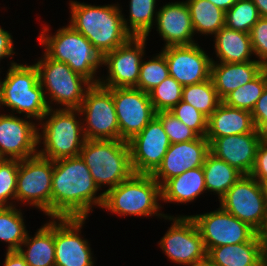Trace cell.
Here are the masks:
<instances>
[{"label":"cell","mask_w":267,"mask_h":266,"mask_svg":"<svg viewBox=\"0 0 267 266\" xmlns=\"http://www.w3.org/2000/svg\"><path fill=\"white\" fill-rule=\"evenodd\" d=\"M95 184L80 155L53 161L51 218H88L92 207L102 208L104 192Z\"/></svg>","instance_id":"cell-1"},{"label":"cell","mask_w":267,"mask_h":266,"mask_svg":"<svg viewBox=\"0 0 267 266\" xmlns=\"http://www.w3.org/2000/svg\"><path fill=\"white\" fill-rule=\"evenodd\" d=\"M69 6V25L83 34L102 56L132 37L125 29L119 4L96 6L70 0Z\"/></svg>","instance_id":"cell-2"},{"label":"cell","mask_w":267,"mask_h":266,"mask_svg":"<svg viewBox=\"0 0 267 266\" xmlns=\"http://www.w3.org/2000/svg\"><path fill=\"white\" fill-rule=\"evenodd\" d=\"M49 31V26L45 25L38 36L39 43L44 46V53L52 60L66 63L92 84H99L100 77L96 73L100 66L103 67L102 55L91 42L70 25L62 26L54 35L49 34Z\"/></svg>","instance_id":"cell-3"},{"label":"cell","mask_w":267,"mask_h":266,"mask_svg":"<svg viewBox=\"0 0 267 266\" xmlns=\"http://www.w3.org/2000/svg\"><path fill=\"white\" fill-rule=\"evenodd\" d=\"M77 115L81 117L78 109L53 107L48 110L38 123L41 125L38 127V145L44 147L38 150L40 156L55 161L80 154L86 137L82 117Z\"/></svg>","instance_id":"cell-4"},{"label":"cell","mask_w":267,"mask_h":266,"mask_svg":"<svg viewBox=\"0 0 267 266\" xmlns=\"http://www.w3.org/2000/svg\"><path fill=\"white\" fill-rule=\"evenodd\" d=\"M161 186L150 174L133 173L128 179L104 193L102 209L119 216H158L165 218L167 214L160 213L162 207Z\"/></svg>","instance_id":"cell-5"},{"label":"cell","mask_w":267,"mask_h":266,"mask_svg":"<svg viewBox=\"0 0 267 266\" xmlns=\"http://www.w3.org/2000/svg\"><path fill=\"white\" fill-rule=\"evenodd\" d=\"M6 72V77L0 82V107L6 106L39 122L50 108L36 66L12 61Z\"/></svg>","instance_id":"cell-6"},{"label":"cell","mask_w":267,"mask_h":266,"mask_svg":"<svg viewBox=\"0 0 267 266\" xmlns=\"http://www.w3.org/2000/svg\"><path fill=\"white\" fill-rule=\"evenodd\" d=\"M95 184L104 193L128 179L134 172L131 166L130 147L123 140L86 139L80 151Z\"/></svg>","instance_id":"cell-7"},{"label":"cell","mask_w":267,"mask_h":266,"mask_svg":"<svg viewBox=\"0 0 267 266\" xmlns=\"http://www.w3.org/2000/svg\"><path fill=\"white\" fill-rule=\"evenodd\" d=\"M42 57L34 65L49 108L55 103L59 109H78L93 84L66 63L52 60L45 53Z\"/></svg>","instance_id":"cell-8"},{"label":"cell","mask_w":267,"mask_h":266,"mask_svg":"<svg viewBox=\"0 0 267 266\" xmlns=\"http://www.w3.org/2000/svg\"><path fill=\"white\" fill-rule=\"evenodd\" d=\"M52 178V160L39 154L19 160L15 200L34 206L51 218Z\"/></svg>","instance_id":"cell-9"},{"label":"cell","mask_w":267,"mask_h":266,"mask_svg":"<svg viewBox=\"0 0 267 266\" xmlns=\"http://www.w3.org/2000/svg\"><path fill=\"white\" fill-rule=\"evenodd\" d=\"M78 110L81 116H84L82 123L86 139H120L112 88H105L100 84H93L87 90Z\"/></svg>","instance_id":"cell-10"},{"label":"cell","mask_w":267,"mask_h":266,"mask_svg":"<svg viewBox=\"0 0 267 266\" xmlns=\"http://www.w3.org/2000/svg\"><path fill=\"white\" fill-rule=\"evenodd\" d=\"M164 219L173 223L158 244L170 262L188 266L207 259L203 240L191 216L167 215Z\"/></svg>","instance_id":"cell-11"},{"label":"cell","mask_w":267,"mask_h":266,"mask_svg":"<svg viewBox=\"0 0 267 266\" xmlns=\"http://www.w3.org/2000/svg\"><path fill=\"white\" fill-rule=\"evenodd\" d=\"M220 207L247 223L256 232L264 224L267 202L260 183L250 175H242L219 199Z\"/></svg>","instance_id":"cell-12"},{"label":"cell","mask_w":267,"mask_h":266,"mask_svg":"<svg viewBox=\"0 0 267 266\" xmlns=\"http://www.w3.org/2000/svg\"><path fill=\"white\" fill-rule=\"evenodd\" d=\"M146 41L147 37L132 36L125 44L104 54L102 65L108 70L107 76L100 77L99 84L105 88H136Z\"/></svg>","instance_id":"cell-13"},{"label":"cell","mask_w":267,"mask_h":266,"mask_svg":"<svg viewBox=\"0 0 267 266\" xmlns=\"http://www.w3.org/2000/svg\"><path fill=\"white\" fill-rule=\"evenodd\" d=\"M190 216L200 232L206 252L223 245L248 242L257 233L220 206L217 210Z\"/></svg>","instance_id":"cell-14"},{"label":"cell","mask_w":267,"mask_h":266,"mask_svg":"<svg viewBox=\"0 0 267 266\" xmlns=\"http://www.w3.org/2000/svg\"><path fill=\"white\" fill-rule=\"evenodd\" d=\"M120 140L128 142L155 117L149 93L136 88H112Z\"/></svg>","instance_id":"cell-15"},{"label":"cell","mask_w":267,"mask_h":266,"mask_svg":"<svg viewBox=\"0 0 267 266\" xmlns=\"http://www.w3.org/2000/svg\"><path fill=\"white\" fill-rule=\"evenodd\" d=\"M88 218H54L55 266H95L90 243L81 229Z\"/></svg>","instance_id":"cell-16"},{"label":"cell","mask_w":267,"mask_h":266,"mask_svg":"<svg viewBox=\"0 0 267 266\" xmlns=\"http://www.w3.org/2000/svg\"><path fill=\"white\" fill-rule=\"evenodd\" d=\"M128 144L133 172L152 175L161 165L171 142L155 116Z\"/></svg>","instance_id":"cell-17"},{"label":"cell","mask_w":267,"mask_h":266,"mask_svg":"<svg viewBox=\"0 0 267 266\" xmlns=\"http://www.w3.org/2000/svg\"><path fill=\"white\" fill-rule=\"evenodd\" d=\"M14 114L0 113V159L23 160L38 154V124Z\"/></svg>","instance_id":"cell-18"},{"label":"cell","mask_w":267,"mask_h":266,"mask_svg":"<svg viewBox=\"0 0 267 266\" xmlns=\"http://www.w3.org/2000/svg\"><path fill=\"white\" fill-rule=\"evenodd\" d=\"M169 76L176 79L183 87L208 80L211 75L212 58L198 45H180L163 47Z\"/></svg>","instance_id":"cell-19"},{"label":"cell","mask_w":267,"mask_h":266,"mask_svg":"<svg viewBox=\"0 0 267 266\" xmlns=\"http://www.w3.org/2000/svg\"><path fill=\"white\" fill-rule=\"evenodd\" d=\"M264 138L255 129L246 134L206 139L209 141L210 153L235 167L243 175H249L255 163L258 146Z\"/></svg>","instance_id":"cell-20"},{"label":"cell","mask_w":267,"mask_h":266,"mask_svg":"<svg viewBox=\"0 0 267 266\" xmlns=\"http://www.w3.org/2000/svg\"><path fill=\"white\" fill-rule=\"evenodd\" d=\"M209 152V141L206 136H199L192 141L173 143L152 176L162 187L169 179L187 170L202 167Z\"/></svg>","instance_id":"cell-21"},{"label":"cell","mask_w":267,"mask_h":266,"mask_svg":"<svg viewBox=\"0 0 267 266\" xmlns=\"http://www.w3.org/2000/svg\"><path fill=\"white\" fill-rule=\"evenodd\" d=\"M157 13L154 25L165 41L164 47L196 44L186 1L168 2Z\"/></svg>","instance_id":"cell-22"},{"label":"cell","mask_w":267,"mask_h":266,"mask_svg":"<svg viewBox=\"0 0 267 266\" xmlns=\"http://www.w3.org/2000/svg\"><path fill=\"white\" fill-rule=\"evenodd\" d=\"M207 260L213 266H267V257L257 233L245 243L211 248Z\"/></svg>","instance_id":"cell-23"},{"label":"cell","mask_w":267,"mask_h":266,"mask_svg":"<svg viewBox=\"0 0 267 266\" xmlns=\"http://www.w3.org/2000/svg\"><path fill=\"white\" fill-rule=\"evenodd\" d=\"M265 66L258 60L242 63H211V79L219 99L222 101L236 88L254 79Z\"/></svg>","instance_id":"cell-24"},{"label":"cell","mask_w":267,"mask_h":266,"mask_svg":"<svg viewBox=\"0 0 267 266\" xmlns=\"http://www.w3.org/2000/svg\"><path fill=\"white\" fill-rule=\"evenodd\" d=\"M255 129L250 111L228 106L221 101L208 118L206 138L246 134Z\"/></svg>","instance_id":"cell-25"},{"label":"cell","mask_w":267,"mask_h":266,"mask_svg":"<svg viewBox=\"0 0 267 266\" xmlns=\"http://www.w3.org/2000/svg\"><path fill=\"white\" fill-rule=\"evenodd\" d=\"M51 220L42 225L34 237L27 233L22 242L18 251L28 266H55L54 218Z\"/></svg>","instance_id":"cell-26"},{"label":"cell","mask_w":267,"mask_h":266,"mask_svg":"<svg viewBox=\"0 0 267 266\" xmlns=\"http://www.w3.org/2000/svg\"><path fill=\"white\" fill-rule=\"evenodd\" d=\"M203 192L207 193L203 167L187 170L169 179L161 187L164 203L187 204L196 200Z\"/></svg>","instance_id":"cell-27"},{"label":"cell","mask_w":267,"mask_h":266,"mask_svg":"<svg viewBox=\"0 0 267 266\" xmlns=\"http://www.w3.org/2000/svg\"><path fill=\"white\" fill-rule=\"evenodd\" d=\"M213 37L216 58L220 63H242L254 61L250 34L230 29L221 28Z\"/></svg>","instance_id":"cell-28"},{"label":"cell","mask_w":267,"mask_h":266,"mask_svg":"<svg viewBox=\"0 0 267 266\" xmlns=\"http://www.w3.org/2000/svg\"><path fill=\"white\" fill-rule=\"evenodd\" d=\"M202 167L206 190L217 194L218 199L243 175L235 167L230 166L210 152L206 155Z\"/></svg>","instance_id":"cell-29"},{"label":"cell","mask_w":267,"mask_h":266,"mask_svg":"<svg viewBox=\"0 0 267 266\" xmlns=\"http://www.w3.org/2000/svg\"><path fill=\"white\" fill-rule=\"evenodd\" d=\"M194 33L215 35L225 26V12L208 0H186Z\"/></svg>","instance_id":"cell-30"},{"label":"cell","mask_w":267,"mask_h":266,"mask_svg":"<svg viewBox=\"0 0 267 266\" xmlns=\"http://www.w3.org/2000/svg\"><path fill=\"white\" fill-rule=\"evenodd\" d=\"M156 0H130L129 19L123 16L125 29L134 37H147L158 14ZM156 12V13H155ZM155 15V16H154ZM155 17V18H154Z\"/></svg>","instance_id":"cell-31"},{"label":"cell","mask_w":267,"mask_h":266,"mask_svg":"<svg viewBox=\"0 0 267 266\" xmlns=\"http://www.w3.org/2000/svg\"><path fill=\"white\" fill-rule=\"evenodd\" d=\"M18 206L0 207V241L8 243L6 251H18L28 233Z\"/></svg>","instance_id":"cell-32"},{"label":"cell","mask_w":267,"mask_h":266,"mask_svg":"<svg viewBox=\"0 0 267 266\" xmlns=\"http://www.w3.org/2000/svg\"><path fill=\"white\" fill-rule=\"evenodd\" d=\"M267 86V67L250 82L229 93L222 102L228 106L252 111Z\"/></svg>","instance_id":"cell-33"},{"label":"cell","mask_w":267,"mask_h":266,"mask_svg":"<svg viewBox=\"0 0 267 266\" xmlns=\"http://www.w3.org/2000/svg\"><path fill=\"white\" fill-rule=\"evenodd\" d=\"M182 101L192 105L207 118L210 117L221 102L211 77L203 82L184 86Z\"/></svg>","instance_id":"cell-34"},{"label":"cell","mask_w":267,"mask_h":266,"mask_svg":"<svg viewBox=\"0 0 267 266\" xmlns=\"http://www.w3.org/2000/svg\"><path fill=\"white\" fill-rule=\"evenodd\" d=\"M168 76L169 68L166 58L159 52L147 61L142 59L136 89L149 93Z\"/></svg>","instance_id":"cell-35"},{"label":"cell","mask_w":267,"mask_h":266,"mask_svg":"<svg viewBox=\"0 0 267 266\" xmlns=\"http://www.w3.org/2000/svg\"><path fill=\"white\" fill-rule=\"evenodd\" d=\"M259 18L257 7L252 0H237L225 12V26L233 30L250 33Z\"/></svg>","instance_id":"cell-36"},{"label":"cell","mask_w":267,"mask_h":266,"mask_svg":"<svg viewBox=\"0 0 267 266\" xmlns=\"http://www.w3.org/2000/svg\"><path fill=\"white\" fill-rule=\"evenodd\" d=\"M183 86L168 76L149 92L155 112L170 111L182 100Z\"/></svg>","instance_id":"cell-37"},{"label":"cell","mask_w":267,"mask_h":266,"mask_svg":"<svg viewBox=\"0 0 267 266\" xmlns=\"http://www.w3.org/2000/svg\"><path fill=\"white\" fill-rule=\"evenodd\" d=\"M18 166L19 160L0 159V207L16 205Z\"/></svg>","instance_id":"cell-38"},{"label":"cell","mask_w":267,"mask_h":266,"mask_svg":"<svg viewBox=\"0 0 267 266\" xmlns=\"http://www.w3.org/2000/svg\"><path fill=\"white\" fill-rule=\"evenodd\" d=\"M155 116L161 121L171 144L192 141L199 137L194 130L182 123L169 111L156 112Z\"/></svg>","instance_id":"cell-39"},{"label":"cell","mask_w":267,"mask_h":266,"mask_svg":"<svg viewBox=\"0 0 267 266\" xmlns=\"http://www.w3.org/2000/svg\"><path fill=\"white\" fill-rule=\"evenodd\" d=\"M169 112L190 129L194 130L200 137L206 136L208 118L192 105L181 100Z\"/></svg>","instance_id":"cell-40"},{"label":"cell","mask_w":267,"mask_h":266,"mask_svg":"<svg viewBox=\"0 0 267 266\" xmlns=\"http://www.w3.org/2000/svg\"><path fill=\"white\" fill-rule=\"evenodd\" d=\"M249 34L254 56L267 67V17H260Z\"/></svg>","instance_id":"cell-41"},{"label":"cell","mask_w":267,"mask_h":266,"mask_svg":"<svg viewBox=\"0 0 267 266\" xmlns=\"http://www.w3.org/2000/svg\"><path fill=\"white\" fill-rule=\"evenodd\" d=\"M255 128L267 137V86L251 111Z\"/></svg>","instance_id":"cell-42"},{"label":"cell","mask_w":267,"mask_h":266,"mask_svg":"<svg viewBox=\"0 0 267 266\" xmlns=\"http://www.w3.org/2000/svg\"><path fill=\"white\" fill-rule=\"evenodd\" d=\"M249 175L256 180L267 179V137L258 146L255 163Z\"/></svg>","instance_id":"cell-43"},{"label":"cell","mask_w":267,"mask_h":266,"mask_svg":"<svg viewBox=\"0 0 267 266\" xmlns=\"http://www.w3.org/2000/svg\"><path fill=\"white\" fill-rule=\"evenodd\" d=\"M13 41L11 33L0 27V61L15 54Z\"/></svg>","instance_id":"cell-44"},{"label":"cell","mask_w":267,"mask_h":266,"mask_svg":"<svg viewBox=\"0 0 267 266\" xmlns=\"http://www.w3.org/2000/svg\"><path fill=\"white\" fill-rule=\"evenodd\" d=\"M4 266H28L19 251H6Z\"/></svg>","instance_id":"cell-45"},{"label":"cell","mask_w":267,"mask_h":266,"mask_svg":"<svg viewBox=\"0 0 267 266\" xmlns=\"http://www.w3.org/2000/svg\"><path fill=\"white\" fill-rule=\"evenodd\" d=\"M258 237L261 241V244L263 246L264 253L267 257V215L265 217V221L261 229L257 232Z\"/></svg>","instance_id":"cell-46"},{"label":"cell","mask_w":267,"mask_h":266,"mask_svg":"<svg viewBox=\"0 0 267 266\" xmlns=\"http://www.w3.org/2000/svg\"><path fill=\"white\" fill-rule=\"evenodd\" d=\"M218 8L222 9L224 12L228 11L237 0H208Z\"/></svg>","instance_id":"cell-47"},{"label":"cell","mask_w":267,"mask_h":266,"mask_svg":"<svg viewBox=\"0 0 267 266\" xmlns=\"http://www.w3.org/2000/svg\"><path fill=\"white\" fill-rule=\"evenodd\" d=\"M260 17H267V0H252Z\"/></svg>","instance_id":"cell-48"},{"label":"cell","mask_w":267,"mask_h":266,"mask_svg":"<svg viewBox=\"0 0 267 266\" xmlns=\"http://www.w3.org/2000/svg\"><path fill=\"white\" fill-rule=\"evenodd\" d=\"M257 181L261 185L263 195H264V197L266 199V202H267V179H265V180H257Z\"/></svg>","instance_id":"cell-49"},{"label":"cell","mask_w":267,"mask_h":266,"mask_svg":"<svg viewBox=\"0 0 267 266\" xmlns=\"http://www.w3.org/2000/svg\"><path fill=\"white\" fill-rule=\"evenodd\" d=\"M188 266H213V265L206 259L205 261L192 264V265H188Z\"/></svg>","instance_id":"cell-50"}]
</instances>
